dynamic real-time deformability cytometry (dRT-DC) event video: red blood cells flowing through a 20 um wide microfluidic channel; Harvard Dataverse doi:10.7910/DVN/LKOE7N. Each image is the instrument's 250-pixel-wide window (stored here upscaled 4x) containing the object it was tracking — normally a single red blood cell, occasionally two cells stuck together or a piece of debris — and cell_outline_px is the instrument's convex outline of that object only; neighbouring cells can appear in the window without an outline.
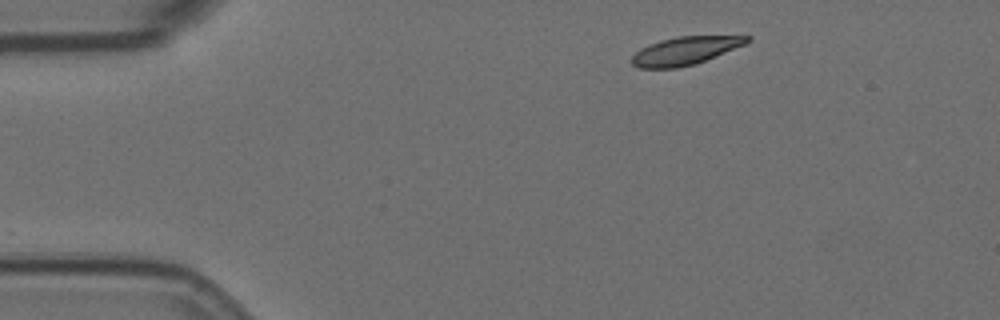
{"species": "Egyptian fruit bat (a non-hibernating species)", "species_latin": "Rousettus aegyptiacus", "temperature_condition": "room temperature", "stored_images_in_passage": 3, "camera_frame_rate_fps": 3000, "um_per_image_px": 0.085, "animal": {"sex": "female"}, "frame": {"image": 1, "passage_image": 1, "time_ms": 0.0, "image_size_px": [1000, 320], "cell_outline_px": [[752, 40], [744, 44], [696, 64], [676, 68], [640, 68], [632, 64], [632, 56], [640, 48], [648, 44], [660, 40], [680, 36], [752, 36]], "centroid_in_image_um": [58.21, 4.31], "position_along_channel_um": 26.8, "area_um2": 18.67}}